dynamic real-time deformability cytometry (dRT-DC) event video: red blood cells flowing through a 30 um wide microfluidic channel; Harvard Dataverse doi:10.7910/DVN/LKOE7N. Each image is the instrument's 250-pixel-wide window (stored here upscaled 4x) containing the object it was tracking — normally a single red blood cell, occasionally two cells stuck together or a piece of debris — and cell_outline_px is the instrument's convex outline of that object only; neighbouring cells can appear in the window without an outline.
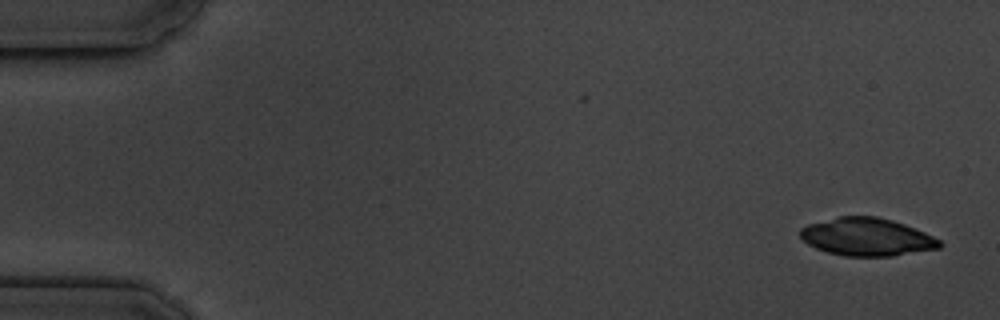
{"species": "common noctule bat (a hibernating species)", "species_latin": "Nyctalus noctula", "temperature_condition": "cold", "stored_images_in_passage": 5, "camera_frame_rate_fps": 3000, "um_per_image_px": 0.085, "animal": {"sex": "male", "body_mass_g": 19.5, "forearm_length_mm": 54.6}, "frame": {"image": 1, "passage_image": 1, "time_ms": 0.0, "image_size_px": [1000, 320], "cell_outline_px": [[944, 244], [940, 248], [892, 256], [844, 256], [828, 252], [816, 248], [808, 244], [800, 236], [800, 228], [808, 224], [840, 216], [876, 216], [892, 220], [904, 224], [924, 232], [940, 240]], "centroid_in_image_um": [73.69, 20.14], "position_along_channel_um": 11.3, "area_um2": 30.63}}